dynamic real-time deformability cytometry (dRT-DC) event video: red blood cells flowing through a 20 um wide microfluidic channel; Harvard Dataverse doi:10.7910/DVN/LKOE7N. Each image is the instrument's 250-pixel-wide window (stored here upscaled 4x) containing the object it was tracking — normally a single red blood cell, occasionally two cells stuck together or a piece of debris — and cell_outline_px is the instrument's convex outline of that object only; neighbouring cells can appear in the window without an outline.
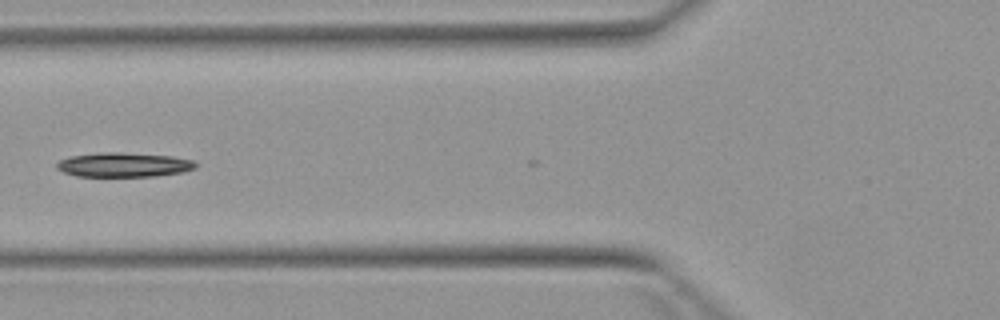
{"species": "Egyptian fruit bat (a non-hibernating species)", "species_latin": "Rousettus aegyptiacus", "temperature_condition": "warm", "stored_images_in_passage": 4, "camera_frame_rate_fps": 3000, "um_per_image_px": 0.085, "animal": {"sex": "female"}, "frame": {"image": 1, "passage_image": 3, "time_ms": 2.333, "image_size_px": [1000, 320], "cell_outline_px": [[196, 168], [184, 172], [156, 176], [76, 176], [64, 172], [56, 168], [56, 164], [60, 160], [68, 156], [100, 152], [120, 152], [172, 156], [192, 160], [196, 164]], "centroid_in_image_um": [10.51, 14.0], "position_along_channel_um": 115.3, "area_um2": 19.83}}